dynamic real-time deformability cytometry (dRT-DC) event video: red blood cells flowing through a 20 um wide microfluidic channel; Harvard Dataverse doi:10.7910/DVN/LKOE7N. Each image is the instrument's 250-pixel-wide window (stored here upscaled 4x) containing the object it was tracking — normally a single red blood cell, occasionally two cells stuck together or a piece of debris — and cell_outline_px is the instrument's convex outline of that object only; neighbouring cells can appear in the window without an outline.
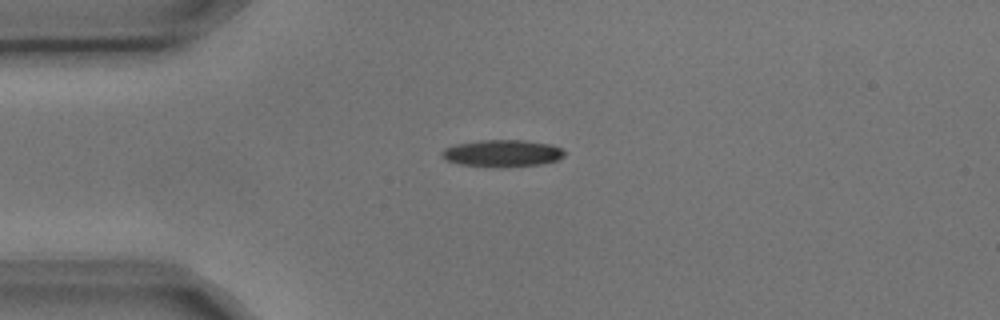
{"species": "common noctule bat (a hibernating species)", "species_latin": "Nyctalus noctula", "temperature_condition": "cold", "stored_images_in_passage": 1, "camera_frame_rate_fps": 3000, "um_per_image_px": 0.085, "animal": {"sex": "male", "body_mass_g": 17.9, "forearm_length_mm": 54.2}, "frame": {"image": 1, "passage_image": 1, "time_ms": 0.0, "image_size_px": [1000, 320], "cell_outline_px": [[564, 156], [556, 160], [540, 164], [500, 168], [460, 164], [444, 160], [440, 156], [440, 152], [444, 148], [456, 144], [480, 140], [524, 140], [552, 144], [560, 148], [564, 152]], "centroid_in_image_um": [42.64, 13.03], "position_along_channel_um": 42.4, "area_um2": 19.48}}